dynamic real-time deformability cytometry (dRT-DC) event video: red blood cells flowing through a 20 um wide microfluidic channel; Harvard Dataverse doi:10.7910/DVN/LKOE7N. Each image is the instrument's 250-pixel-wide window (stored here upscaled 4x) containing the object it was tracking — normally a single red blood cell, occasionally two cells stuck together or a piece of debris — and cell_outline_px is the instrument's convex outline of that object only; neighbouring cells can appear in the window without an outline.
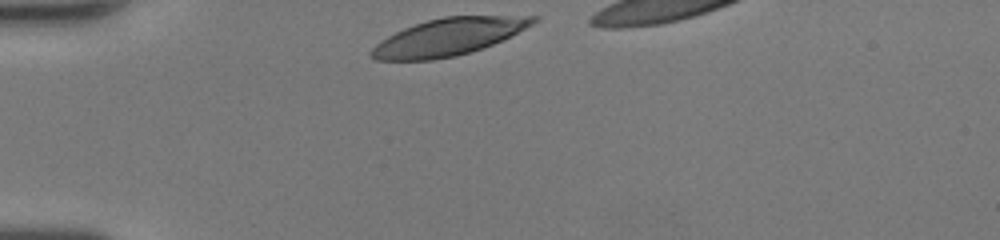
{"species": "human", "species_latin": "Homo sapiens", "temperature_condition": "room temperature", "stored_images_in_passage": 28, "camera_frame_rate_fps": 3000, "um_per_image_px": 0.085, "donor": {"sex": "female"}, "frame": {"image": 1, "passage_image": 1, "time_ms": 0.0, "image_size_px": [1000, 240], "cell_outline_px": [[540, 20], [492, 44], [456, 56], [432, 60], [376, 60], [368, 56], [368, 52], [380, 40], [404, 28], [428, 20], [444, 16], [540, 16]], "centroid_in_image_um": [38.05, 3.14], "position_along_channel_um": 46.9, "area_um2": 34.56}}
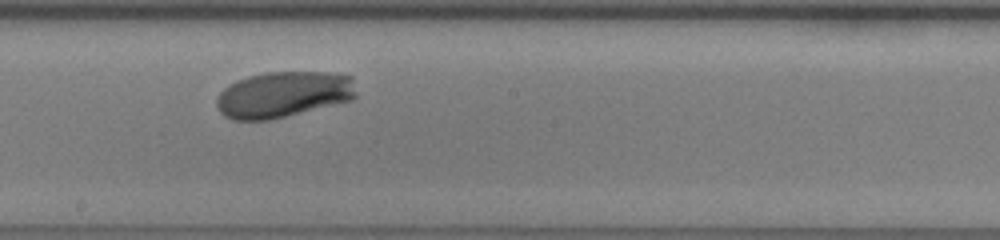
{"frame": {"image": 2, "passage_image": 16, "time_ms": 5.0, "image_size_px": [1000, 240], "cell_outline_px": [[356, 96], [352, 100], [268, 120], [232, 120], [224, 116], [216, 108], [216, 100], [220, 92], [228, 84], [236, 80], [248, 76], [264, 72], [328, 72], [352, 76], [356, 92]], "centroid_in_image_um": [24.05, 8.02], "position_along_channel_um": 224.1, "area_um2": 37.63}}
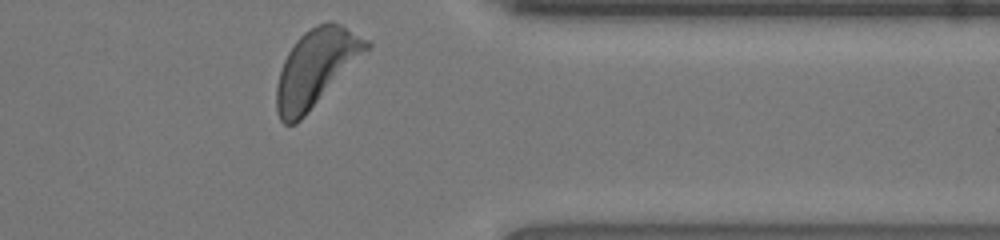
{"frame": {"image": 3, "passage_image": 28, "time_ms": 9.0, "image_size_px": [1000, 240], "cell_outline_px": [[372, 44], [304, 116], [296, 124], [284, 124], [280, 120], [276, 112], [276, 84], [284, 60], [288, 52], [296, 40], [304, 32], [316, 24], [328, 20], [332, 20], [372, 40]], "centroid_in_image_um": [26.83, 5.73], "position_along_channel_um": 384.6, "area_um2": 39.77}, "authors_computed_cell_mechanics": {"area_um2": 37.5989, "velocity_mm_per_s": 4.1809, "shape_relaxation_time_tau1_ms": 2.124, "shape_relaxation_time_tau2_ms": null, "deformation_change_tau1": 0.1666, "deformation_change_tau2": null}}